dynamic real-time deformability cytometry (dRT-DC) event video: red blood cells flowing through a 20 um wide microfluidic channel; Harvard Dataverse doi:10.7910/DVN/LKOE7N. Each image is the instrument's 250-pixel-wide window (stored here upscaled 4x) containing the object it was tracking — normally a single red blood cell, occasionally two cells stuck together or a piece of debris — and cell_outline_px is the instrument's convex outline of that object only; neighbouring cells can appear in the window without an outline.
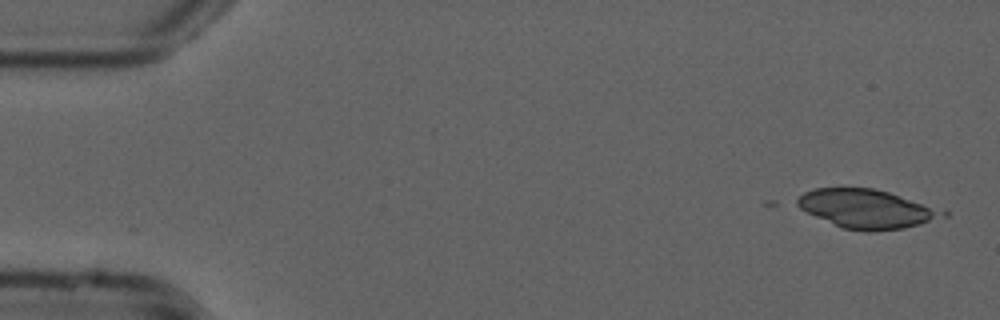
{"species": "common noctule bat (a hibernating species)", "species_latin": "Nyctalus noctula", "temperature_condition": "cold", "stored_images_in_passage": 5, "camera_frame_rate_fps": 3000, "um_per_image_px": 0.085, "animal": {"sex": "male", "forearm_length_mm": 52.5}, "frame": {"image": 1, "passage_image": 2, "time_ms": 0.333, "image_size_px": [1000, 320], "cell_outline_px": [[936, 216], [920, 224], [904, 228], [868, 232], [864, 232], [844, 228], [816, 216], [792, 204], [804, 192], [812, 188], [872, 188], [888, 192], [920, 204], [936, 212]], "centroid_in_image_um": [73.4, 17.74], "position_along_channel_um": 11.6, "area_um2": 31.21}}